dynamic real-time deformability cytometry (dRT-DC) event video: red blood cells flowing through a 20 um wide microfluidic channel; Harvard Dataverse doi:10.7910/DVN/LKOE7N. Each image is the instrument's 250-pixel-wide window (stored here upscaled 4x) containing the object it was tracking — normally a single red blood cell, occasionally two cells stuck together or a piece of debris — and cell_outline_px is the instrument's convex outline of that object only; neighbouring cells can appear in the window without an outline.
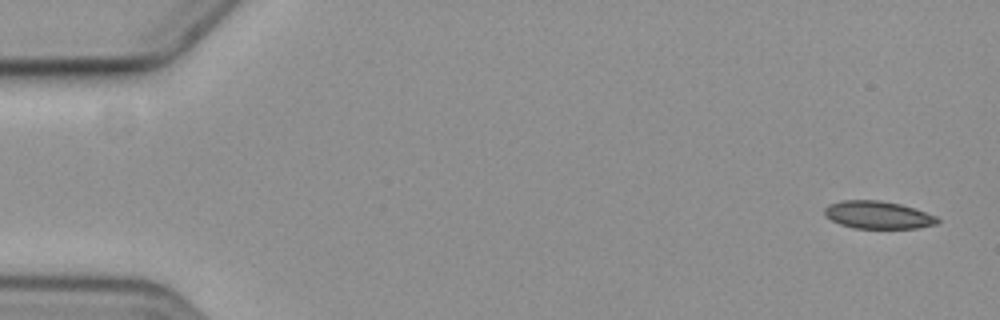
{"species": "common noctule bat (a hibernating species)", "species_latin": "Nyctalus noctula", "temperature_condition": "cold", "stored_images_in_passage": 4, "camera_frame_rate_fps": 3000, "um_per_image_px": 0.085, "animal": {"sex": "female", "body_mass_g": 19.3, "forearm_length_mm": 54.1}, "frame": {"image": 1, "passage_image": 1, "time_ms": 0.0, "image_size_px": [1000, 320], "cell_outline_px": [[940, 220], [936, 224], [916, 228], [852, 228], [840, 224], [824, 216], [824, 208], [828, 204], [840, 200], [880, 200], [900, 204], [936, 216]], "centroid_in_image_um": [74.57, 18.26], "position_along_channel_um": 10.4, "area_um2": 18.15}}